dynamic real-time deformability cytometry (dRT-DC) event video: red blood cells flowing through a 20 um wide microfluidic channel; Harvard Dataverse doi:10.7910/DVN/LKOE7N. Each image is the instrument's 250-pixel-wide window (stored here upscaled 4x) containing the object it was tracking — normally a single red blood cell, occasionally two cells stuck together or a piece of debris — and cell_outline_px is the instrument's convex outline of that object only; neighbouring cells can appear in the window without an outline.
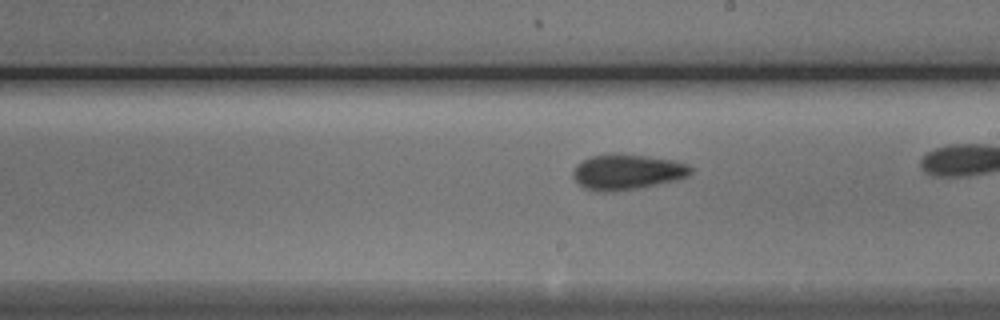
{"species": "Egyptian fruit bat (a non-hibernating species)", "species_latin": "Rousettus aegyptiacus", "temperature_condition": "cold", "stored_images_in_passage": 29, "camera_frame_rate_fps": 3000, "um_per_image_px": 0.085, "animal": {"sex": "male"}, "frame": {"image": 1, "passage_image": 17, "time_ms": 5.333, "image_size_px": [1000, 320], "cell_outline_px": [[692, 172], [688, 176], [676, 180], [636, 188], [604, 192], [584, 188], [572, 176], [572, 172], [576, 164], [592, 156], [648, 156], [672, 160], [688, 164], [692, 168]], "centroid_in_image_um": [53.32, 14.64], "position_along_channel_um": 235.7, "area_um2": 23.41}}